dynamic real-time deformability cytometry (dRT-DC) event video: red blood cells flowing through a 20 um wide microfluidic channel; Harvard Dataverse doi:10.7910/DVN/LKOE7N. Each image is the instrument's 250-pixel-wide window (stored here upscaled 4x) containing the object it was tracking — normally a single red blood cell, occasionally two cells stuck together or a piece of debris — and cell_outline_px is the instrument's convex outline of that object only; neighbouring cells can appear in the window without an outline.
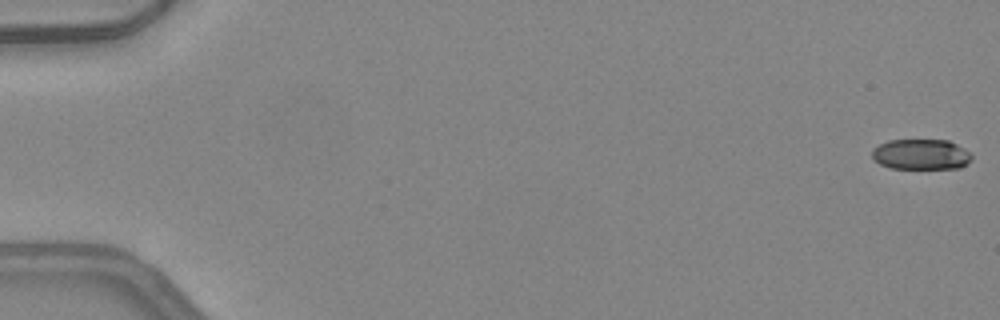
{"species": "common noctule bat (a hibernating species)", "species_latin": "Nyctalus noctula", "temperature_condition": "warm", "stored_images_in_passage": 50, "camera_frame_rate_fps": 3000, "um_per_image_px": 0.085, "animal": {"sex": "female", "body_mass_g": 24.6, "forearm_length_mm": 56.2}, "frame": {"image": 1, "passage_image": 1, "time_ms": 0.0, "image_size_px": [1000, 320], "cell_outline_px": [[972, 160], [968, 164], [960, 168], [892, 168], [880, 164], [872, 156], [872, 148], [888, 140], [948, 140], [964, 148], [972, 156]], "centroid_in_image_um": [78.3, 13.12], "position_along_channel_um": 6.7, "area_um2": 17.69}}
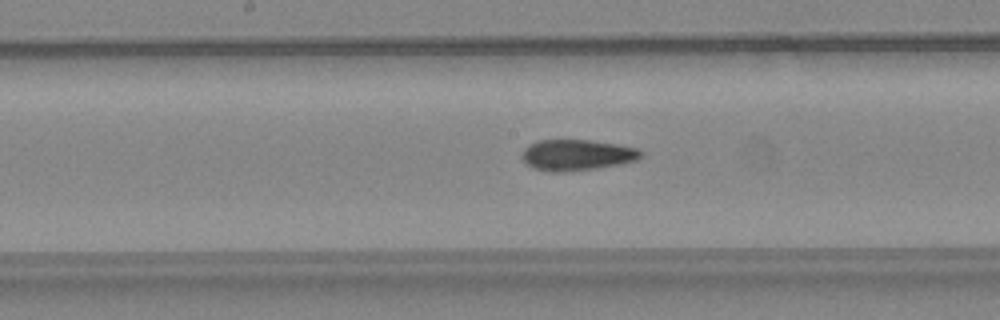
{"frame": {"image": 2, "passage_image": 27, "time_ms": 8.667, "image_size_px": [1000, 320], "cell_outline_px": [[644, 156], [636, 160], [620, 164], [596, 168], [568, 172], [548, 172], [532, 168], [524, 164], [520, 156], [524, 148], [528, 144], [536, 140], [588, 140], [616, 144], [636, 148], [644, 152]], "centroid_in_image_um": [48.97, 13.18], "position_along_channel_um": 199.2, "area_um2": 21.85}}
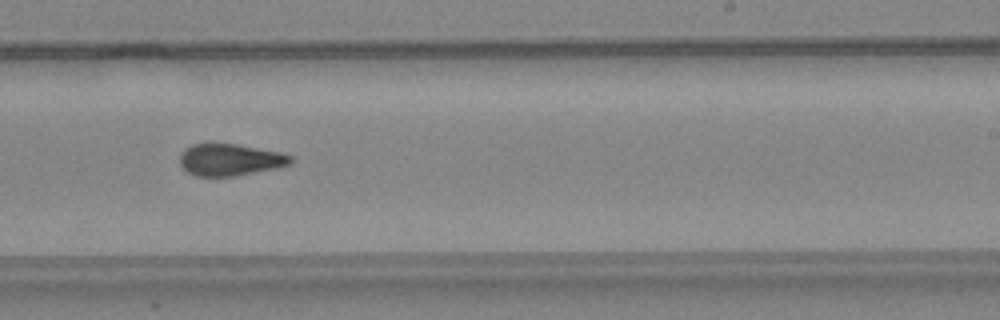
{"frame": {"image": 3, "passage_image": 32, "time_ms": 10.333, "image_size_px": [1000, 320], "cell_outline_px": [[292, 164], [276, 168], [236, 176], [196, 176], [188, 172], [180, 164], [180, 152], [184, 148], [192, 144], [236, 144], [280, 152], [292, 156]], "centroid_in_image_um": [19.55, 13.58], "position_along_channel_um": 269.4, "area_um2": 20.58}, "authors_computed_cell_mechanics": {"area_um2": 20.7502, "velocity_mm_per_s": 4.2323, "shape_relaxation_time_tau1_ms": null, "shape_relaxation_time_tau2_ms": 3.2585, "deformation_change_tau1": null, "deformation_change_tau2": 0.1116}}